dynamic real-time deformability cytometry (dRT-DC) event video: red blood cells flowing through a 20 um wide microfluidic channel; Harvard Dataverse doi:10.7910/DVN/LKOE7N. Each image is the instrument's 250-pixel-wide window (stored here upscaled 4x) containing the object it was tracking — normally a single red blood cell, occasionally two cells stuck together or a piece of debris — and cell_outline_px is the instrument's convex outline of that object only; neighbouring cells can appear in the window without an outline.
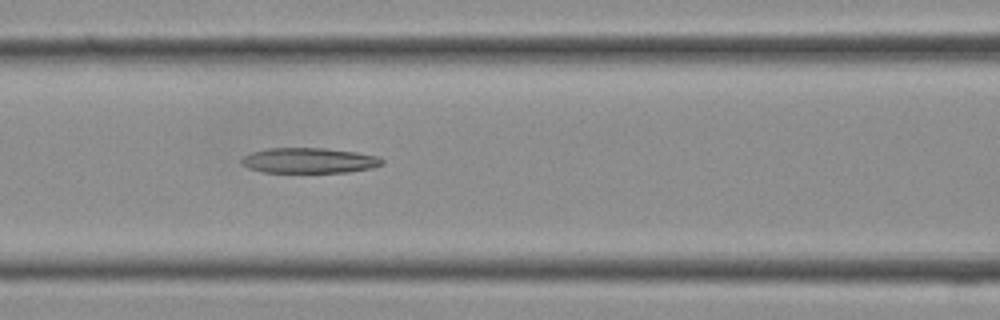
{"species": "Egyptian fruit bat (a non-hibernating species)", "species_latin": "Rousettus aegyptiacus", "temperature_condition": "cold", "stored_images_in_passage": 13, "camera_frame_rate_fps": 3000, "um_per_image_px": 0.085, "frame": {"image": 1, "passage_image": 13, "time_ms": 4.0, "image_size_px": [1000, 320], "cell_outline_px": [[384, 164], [372, 168], [348, 172], [264, 172], [248, 168], [240, 164], [240, 160], [244, 156], [252, 152], [268, 148], [324, 148], [356, 152], [376, 156], [384, 160]], "centroid_in_image_um": [26.26, 13.64], "position_along_channel_um": 140.3, "area_um2": 20.75}}